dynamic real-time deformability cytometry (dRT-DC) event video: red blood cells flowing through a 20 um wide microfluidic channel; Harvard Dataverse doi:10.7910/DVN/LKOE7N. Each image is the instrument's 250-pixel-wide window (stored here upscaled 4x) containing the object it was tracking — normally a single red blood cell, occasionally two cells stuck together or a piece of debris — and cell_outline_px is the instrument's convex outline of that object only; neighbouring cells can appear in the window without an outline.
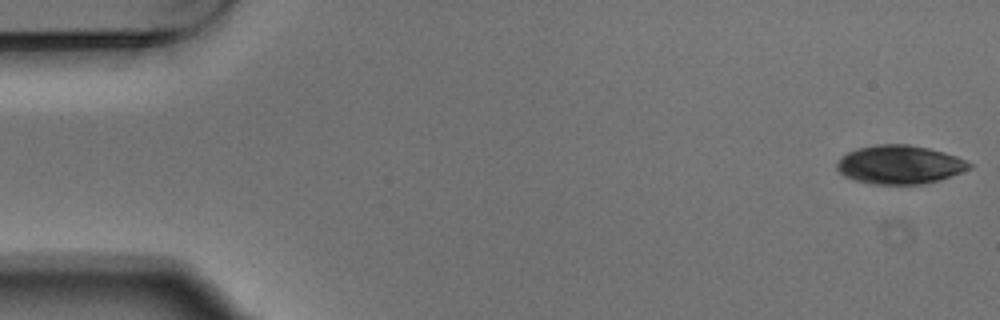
{"species": "Egyptian fruit bat (a non-hibernating species)", "species_latin": "Rousettus aegyptiacus", "temperature_condition": "warm", "stored_images_in_passage": 4, "camera_frame_rate_fps": 3000, "um_per_image_px": 0.085, "animal": {"sex": "male"}, "frame": {"image": 1, "passage_image": 1, "time_ms": 0.0, "image_size_px": [1000, 320], "cell_outline_px": [[972, 168], [940, 180], [924, 184], [872, 184], [856, 180], [844, 176], [836, 168], [836, 164], [848, 152], [856, 148], [876, 144], [908, 144], [928, 148], [944, 152], [956, 156], [972, 164]], "centroid_in_image_um": [76.48, 13.99], "position_along_channel_um": 8.5, "area_um2": 29.77}}
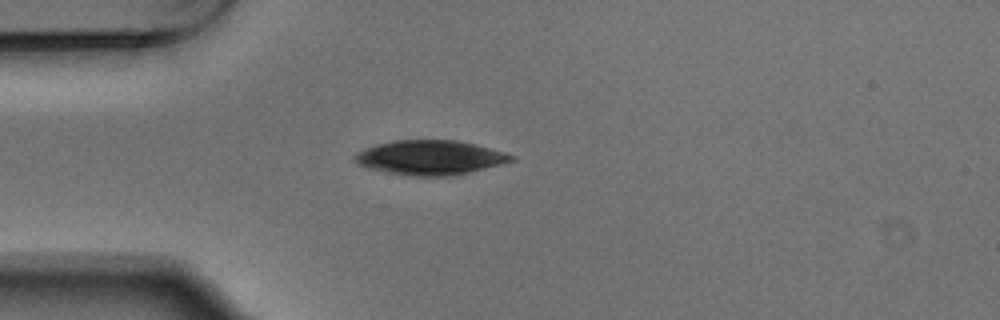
{"frame": {"image": 2, "passage_image": 4, "time_ms": 1.0, "image_size_px": [1000, 320], "cell_outline_px": [[516, 160], [468, 172], [448, 176], [408, 176], [368, 168], [352, 160], [352, 156], [356, 152], [364, 148], [376, 144], [392, 140], [456, 140], [476, 144], [504, 152], [516, 156]], "centroid_in_image_um": [36.52, 13.38], "position_along_channel_um": 48.5, "area_um2": 31.5}}